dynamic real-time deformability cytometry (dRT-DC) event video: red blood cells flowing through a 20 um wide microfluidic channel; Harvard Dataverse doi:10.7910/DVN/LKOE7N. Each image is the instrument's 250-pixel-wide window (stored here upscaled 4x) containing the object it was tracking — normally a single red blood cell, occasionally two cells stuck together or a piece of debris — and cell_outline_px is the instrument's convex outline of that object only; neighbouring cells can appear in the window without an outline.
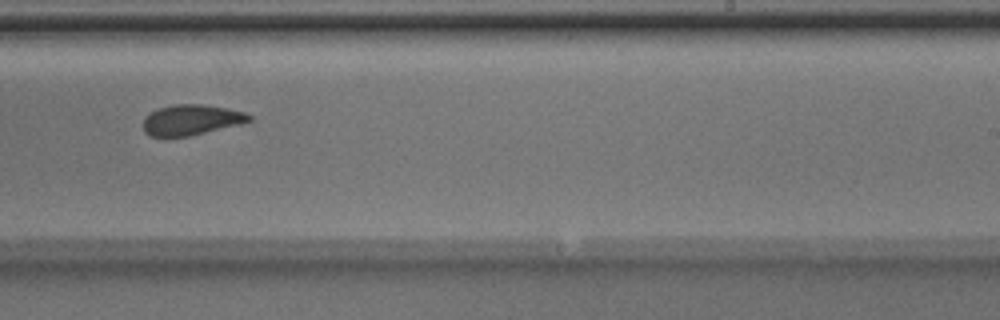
{"species": "Egyptian fruit bat (a non-hibernating species)", "species_latin": "Rousettus aegyptiacus", "temperature_condition": "room temperature", "stored_images_in_passage": 10, "camera_frame_rate_fps": 3000, "um_per_image_px": 0.085, "animal": {"sex": "male"}, "frame": {"image": 1, "passage_image": 9, "time_ms": 2.667, "image_size_px": [1000, 320], "cell_outline_px": [[252, 120], [244, 124], [188, 136], [152, 136], [144, 132], [144, 116], [148, 112], [156, 108], [172, 104], [204, 104], [228, 108], [244, 112], [252, 116]], "centroid_in_image_um": [16.27, 10.17], "position_along_channel_um": 272.7, "area_um2": 19.13}}
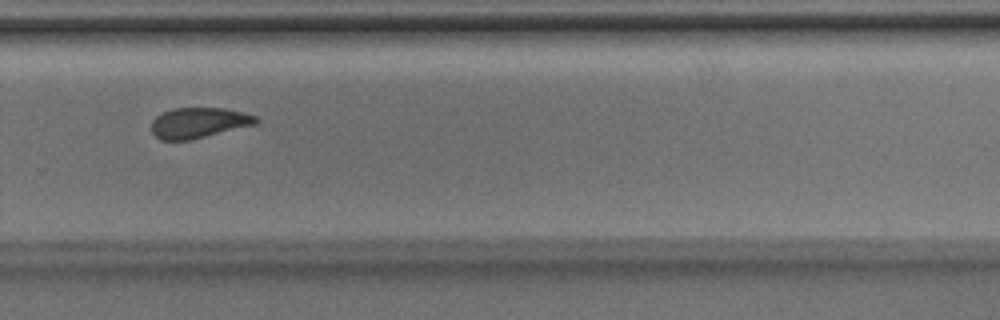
{"frame": {"image": 2, "passage_image": 10, "time_ms": 3.0, "image_size_px": [1000, 320], "cell_outline_px": [[260, 120], [256, 124], [192, 140], [160, 140], [152, 132], [152, 120], [156, 116], [172, 108], [224, 108], [244, 112], [256, 116]], "centroid_in_image_um": [16.9, 10.44], "position_along_channel_um": 312.9, "area_um2": 18.67}}